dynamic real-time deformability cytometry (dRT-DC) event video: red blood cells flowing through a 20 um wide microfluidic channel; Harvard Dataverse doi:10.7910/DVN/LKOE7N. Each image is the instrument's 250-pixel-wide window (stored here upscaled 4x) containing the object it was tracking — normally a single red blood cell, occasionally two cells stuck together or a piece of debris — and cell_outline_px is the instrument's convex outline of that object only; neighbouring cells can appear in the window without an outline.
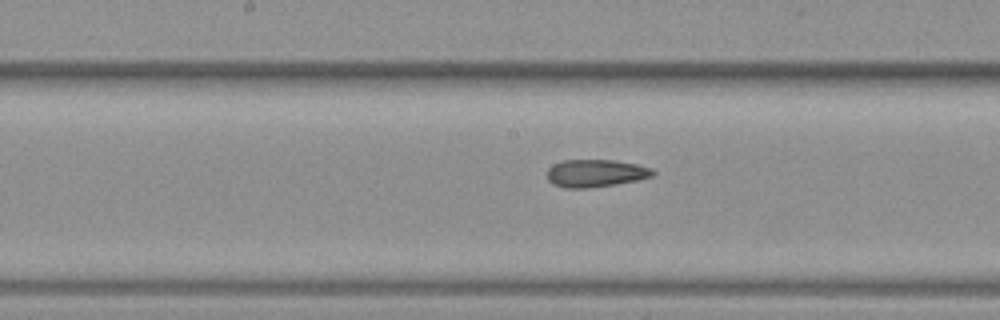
{"species": "common noctule bat (a hibernating species)", "species_latin": "Nyctalus noctula", "temperature_condition": "warm", "stored_images_in_passage": 31, "camera_frame_rate_fps": 3000, "um_per_image_px": 0.085, "animal": {"sex": "female", "body_mass_g": 19.3, "forearm_length_mm": 54.1}, "frame": {"image": 1, "passage_image": 18, "time_ms": 5.667, "image_size_px": [1000, 320], "cell_outline_px": [[656, 172], [652, 176], [636, 180], [588, 188], [564, 188], [552, 184], [548, 180], [548, 168], [552, 164], [564, 160], [616, 160], [636, 164], [652, 168]], "centroid_in_image_um": [50.6, 14.71], "position_along_channel_um": 197.6, "area_um2": 16.94}}
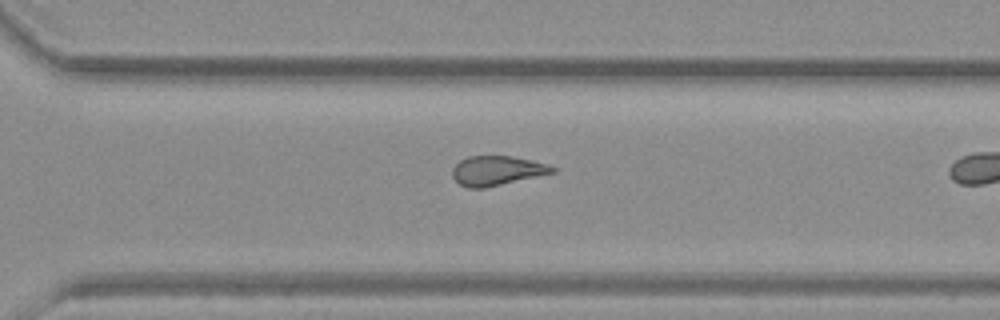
{"frame": {"image": 2, "passage_image": 27, "time_ms": 8.667, "image_size_px": [1000, 320], "cell_outline_px": [[560, 168], [556, 172], [484, 188], [468, 188], [460, 184], [452, 176], [452, 168], [460, 160], [468, 156], [512, 156], [532, 160], [548, 164]], "centroid_in_image_um": [42.27, 14.5], "position_along_channel_um": 328.3, "area_um2": 17.28}}